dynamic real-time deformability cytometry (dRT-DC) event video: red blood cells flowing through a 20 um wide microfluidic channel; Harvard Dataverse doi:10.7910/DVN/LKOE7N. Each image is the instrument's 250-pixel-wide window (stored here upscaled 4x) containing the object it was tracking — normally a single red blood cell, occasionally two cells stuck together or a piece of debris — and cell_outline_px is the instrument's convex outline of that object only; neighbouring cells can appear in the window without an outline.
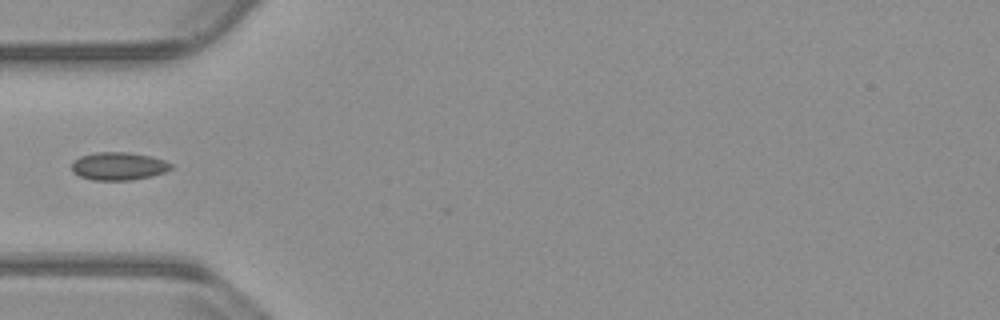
{"species": "common noctule bat (a hibernating species)", "species_latin": "Nyctalus noctula", "temperature_condition": "warm", "stored_images_in_passage": 2, "camera_frame_rate_fps": 3000, "um_per_image_px": 0.085, "animal": {"sex": "male", "body_mass_g": 23.1, "forearm_length_mm": 52.7}, "frame": {"image": 1, "passage_image": 1, "time_ms": 0.0, "image_size_px": [1000, 320], "cell_outline_px": [[172, 168], [164, 172], [152, 176], [132, 180], [92, 180], [80, 176], [72, 172], [72, 160], [80, 156], [96, 152], [128, 152], [152, 156], [164, 160], [172, 164]], "centroid_in_image_um": [10.06, 14.12], "position_along_channel_um": 74.9, "area_um2": 16.3}}